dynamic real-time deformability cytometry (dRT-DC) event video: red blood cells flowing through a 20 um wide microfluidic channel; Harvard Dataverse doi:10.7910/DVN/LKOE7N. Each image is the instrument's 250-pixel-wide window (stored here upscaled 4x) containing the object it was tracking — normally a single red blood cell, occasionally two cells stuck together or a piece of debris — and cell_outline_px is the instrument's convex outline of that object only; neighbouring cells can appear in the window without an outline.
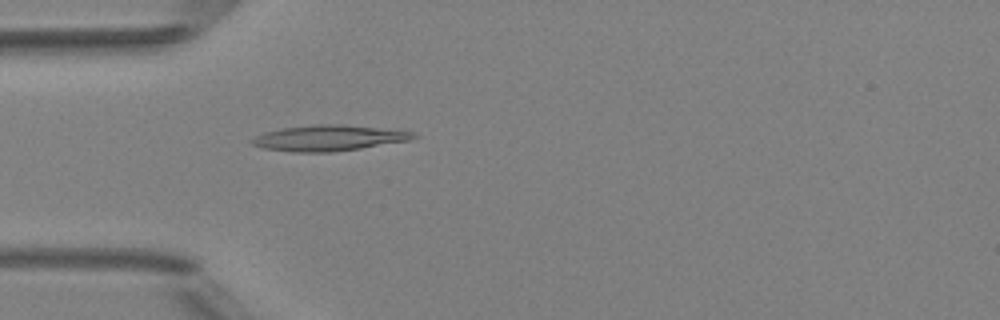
{"species": "Egyptian fruit bat (a non-hibernating species)", "species_latin": "Rousettus aegyptiacus", "temperature_condition": "room temperature", "stored_images_in_passage": 4, "camera_frame_rate_fps": 3000, "um_per_image_px": 0.085, "animal": {"sex": "female"}, "frame": {"image": 1, "passage_image": 4, "time_ms": 4.0, "image_size_px": [1000, 320], "cell_outline_px": [[416, 136], [408, 140], [360, 148], [332, 152], [292, 152], [264, 148], [252, 144], [248, 140], [264, 132], [280, 128], [312, 124], [344, 124], [416, 132]], "centroid_in_image_um": [27.87, 11.72], "position_along_channel_um": 57.1, "area_um2": 24.16}}